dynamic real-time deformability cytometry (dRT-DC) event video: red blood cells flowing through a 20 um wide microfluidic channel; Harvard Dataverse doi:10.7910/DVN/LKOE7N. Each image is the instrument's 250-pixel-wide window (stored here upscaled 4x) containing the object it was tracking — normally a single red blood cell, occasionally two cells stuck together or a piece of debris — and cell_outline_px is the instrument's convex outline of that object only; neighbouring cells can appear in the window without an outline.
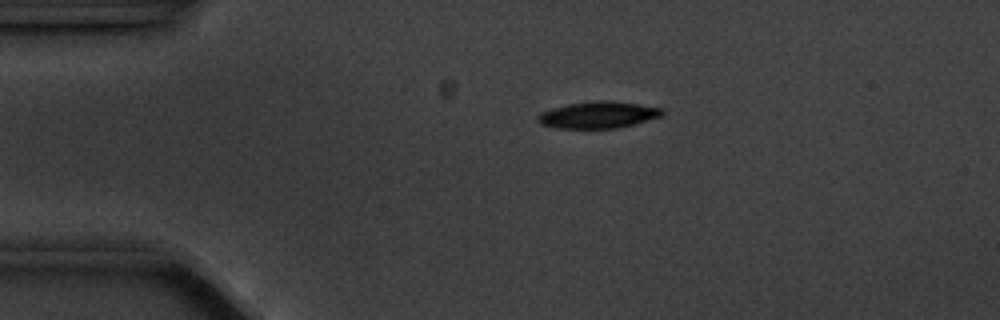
{"species": "common noctule bat (a hibernating species)", "species_latin": "Nyctalus noctula", "temperature_condition": "cold", "stored_images_in_passage": 50, "camera_frame_rate_fps": 3000, "um_per_image_px": 0.085, "animal": {"sex": "male", "body_mass_g": 20.1, "forearm_length_mm": 53.5}, "frame": {"image": 1, "passage_image": 5, "time_ms": 1.333, "image_size_px": [1000, 320], "cell_outline_px": [[664, 112], [660, 116], [636, 124], [616, 128], [556, 128], [540, 124], [536, 120], [536, 116], [540, 112], [552, 108], [568, 104], [596, 100], [600, 100], [636, 104], [664, 108]], "centroid_in_image_um": [50.8, 9.77], "position_along_channel_um": 34.2, "area_um2": 19.31}}
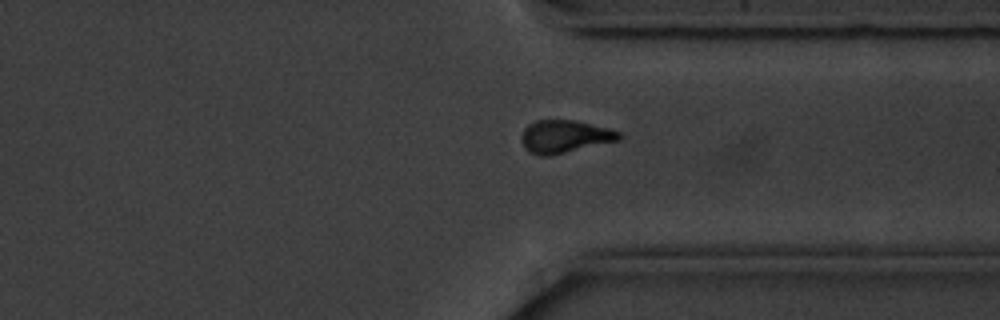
{"frame": {"image": 2, "passage_image": 36, "time_ms": 11.667, "image_size_px": [1000, 320], "cell_outline_px": [[620, 140], [548, 156], [540, 156], [528, 152], [524, 148], [524, 128], [528, 124], [536, 120], [576, 120], [608, 128], [620, 132]], "centroid_in_image_um": [48.01, 11.6], "position_along_channel_um": 363.4, "area_um2": 18.38}}
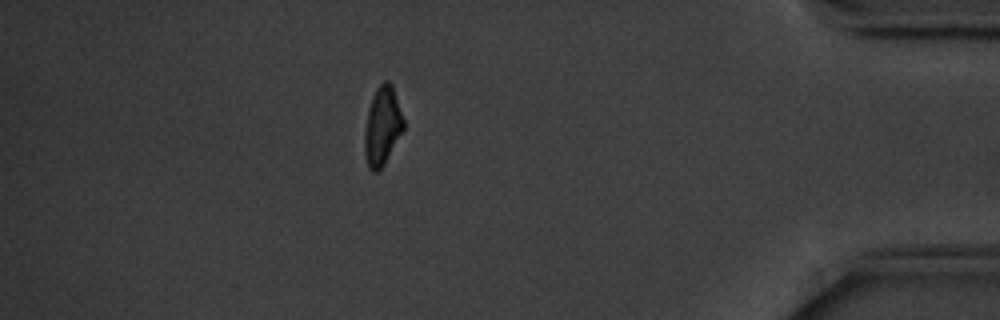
{"frame": {"image": 3, "passage_image": 43, "time_ms": 14.0, "image_size_px": [1000, 320], "cell_outline_px": [[404, 128], [384, 164], [376, 172], [372, 172], [368, 168], [364, 156], [364, 132], [368, 108], [372, 96], [376, 88], [384, 80], [388, 80], [392, 84], [404, 120]], "centroid_in_image_um": [32.47, 10.71], "position_along_channel_um": 402.7, "area_um2": 17.92}, "authors_computed_cell_mechanics": {"area_um2": 19.1029, "velocity_mm_per_s": 3.5331, "shape_relaxation_time_tau1_ms": 2.1671, "shape_relaxation_time_tau2_ms": 10.4813, "deformation_change_tau1": 0.1048, "deformation_change_tau2": 0.1682}}